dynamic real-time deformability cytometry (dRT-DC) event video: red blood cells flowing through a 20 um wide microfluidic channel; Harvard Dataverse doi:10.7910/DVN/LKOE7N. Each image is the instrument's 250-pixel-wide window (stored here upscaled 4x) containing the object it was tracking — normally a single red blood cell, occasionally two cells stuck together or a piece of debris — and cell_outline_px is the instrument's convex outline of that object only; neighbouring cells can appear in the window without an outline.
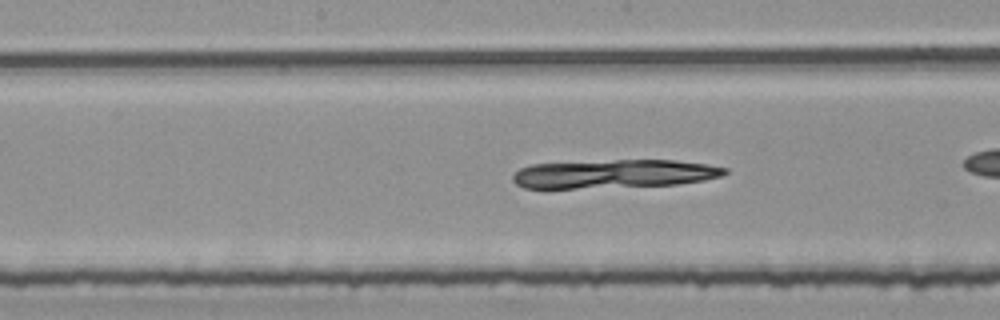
{"species": "common noctule bat (a hibernating species)", "species_latin": "Nyctalus noctula", "temperature_condition": "room temperature", "stored_images_in_passage": 29, "camera_frame_rate_fps": 3000, "um_per_image_px": 0.085, "animal": {"sex": "female", "body_mass_g": 25.1}, "frame": {"image": 1, "passage_image": 13, "time_ms": 4.0, "image_size_px": [1000, 320], "cell_outline_px": [[728, 172], [720, 176], [704, 180], [676, 184], [576, 188], [524, 188], [516, 184], [512, 180], [512, 176], [520, 168], [532, 164], [616, 160], [676, 160], [704, 164], [728, 168]], "centroid_in_image_um": [52.17, 14.77], "position_along_channel_um": 196.0, "area_um2": 34.91}}